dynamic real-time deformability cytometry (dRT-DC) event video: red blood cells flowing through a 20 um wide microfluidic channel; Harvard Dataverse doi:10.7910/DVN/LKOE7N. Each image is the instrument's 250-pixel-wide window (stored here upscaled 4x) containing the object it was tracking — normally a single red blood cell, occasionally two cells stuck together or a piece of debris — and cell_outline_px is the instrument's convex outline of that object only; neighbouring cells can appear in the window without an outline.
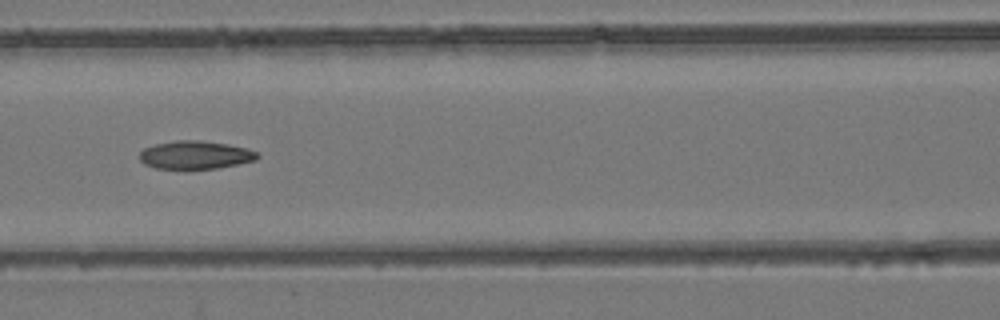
{"species": "common noctule bat (a hibernating species)", "species_latin": "Nyctalus noctula", "temperature_condition": "room temperature", "stored_images_in_passage": 8, "camera_frame_rate_fps": 3000, "um_per_image_px": 0.085, "animal": {"sex": "female", "body_mass_g": 24.6, "forearm_length_mm": 56.2}, "frame": {"image": 1, "passage_image": 8, "time_ms": 2.333, "image_size_px": [1000, 320], "cell_outline_px": [[260, 156], [256, 160], [216, 168], [188, 172], [156, 168], [144, 164], [140, 160], [140, 152], [144, 148], [156, 144], [176, 140], [200, 140], [228, 144], [248, 148], [256, 152]], "centroid_in_image_um": [16.58, 13.21], "position_along_channel_um": 150.0, "area_um2": 20.0}}